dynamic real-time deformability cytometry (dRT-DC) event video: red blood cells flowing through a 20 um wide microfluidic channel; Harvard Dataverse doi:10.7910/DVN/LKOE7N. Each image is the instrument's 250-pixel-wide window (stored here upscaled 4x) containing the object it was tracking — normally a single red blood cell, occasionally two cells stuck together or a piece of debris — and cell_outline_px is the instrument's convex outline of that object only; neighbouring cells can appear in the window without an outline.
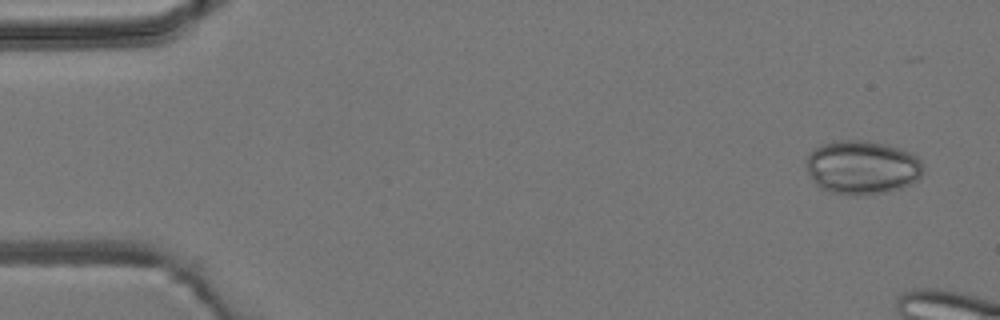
{"species": "common noctule bat (a hibernating species)", "species_latin": "Nyctalus noctula", "temperature_condition": "room temperature", "stored_images_in_passage": 4, "camera_frame_rate_fps": 3000, "um_per_image_px": 0.085, "animal": {"sex": "male", "body_mass_g": 19.2, "forearm_length_mm": 51.8}, "frame": {"image": 1, "passage_image": 1, "time_ms": 0.0, "image_size_px": [1000, 320], "cell_outline_px": [[924, 172], [916, 180], [900, 188], [884, 192], [856, 196], [828, 192], [820, 188], [812, 180], [808, 172], [808, 152], [820, 144], [832, 140], [868, 140], [888, 144], [912, 152], [920, 160]], "centroid_in_image_um": [73.27, 14.2], "position_along_channel_um": 11.7, "area_um2": 37.05}}